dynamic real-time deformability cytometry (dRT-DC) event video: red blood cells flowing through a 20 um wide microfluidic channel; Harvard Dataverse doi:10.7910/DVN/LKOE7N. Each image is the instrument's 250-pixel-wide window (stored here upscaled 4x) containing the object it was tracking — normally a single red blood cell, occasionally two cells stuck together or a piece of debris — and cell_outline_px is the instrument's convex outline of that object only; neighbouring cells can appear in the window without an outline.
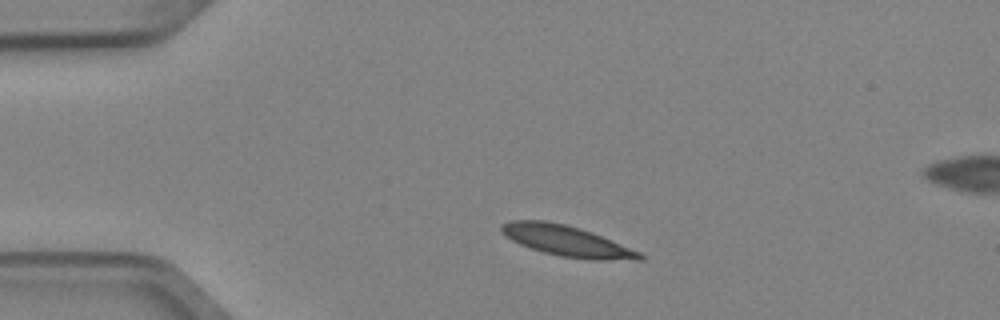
{"species": "Egyptian fruit bat (a non-hibernating species)", "species_latin": "Rousettus aegyptiacus", "temperature_condition": "cold", "stored_images_in_passage": 3, "segment_of_instrument_passage": [1, 2], "camera_frame_rate_fps": 3000, "um_per_image_px": 0.085, "animal": {"sex": "female"}, "frame": {"image": 1, "passage_image": 1, "time_ms": 0.0, "image_size_px": [1000, 320], "cell_outline_px": [[644, 260], [588, 260], [560, 256], [544, 252], [520, 244], [504, 236], [500, 232], [500, 224], [508, 220], [544, 220], [564, 224], [580, 228], [592, 232], [640, 252], [644, 256]], "centroid_in_image_um": [48.14, 20.48], "position_along_channel_um": 36.9, "area_um2": 24.8}}